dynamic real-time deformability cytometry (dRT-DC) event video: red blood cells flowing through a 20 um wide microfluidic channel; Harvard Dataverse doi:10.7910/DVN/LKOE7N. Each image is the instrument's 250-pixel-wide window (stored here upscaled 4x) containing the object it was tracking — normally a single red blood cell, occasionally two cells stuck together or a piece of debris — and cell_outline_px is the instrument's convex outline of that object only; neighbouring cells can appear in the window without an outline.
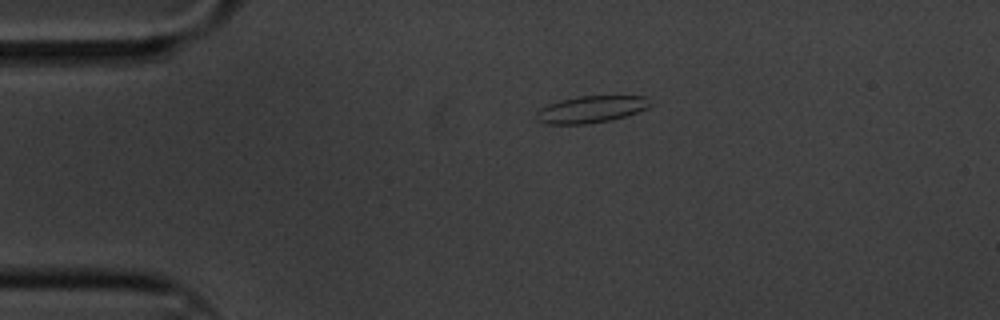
{"species": "common noctule bat (a hibernating species)", "species_latin": "Nyctalus noctula", "temperature_condition": "cold", "stored_images_in_passage": 3, "camera_frame_rate_fps": 3000, "um_per_image_px": 0.085, "animal": {"sex": "male", "body_mass_g": 20.1, "forearm_length_mm": 53.5}, "frame": {"image": 1, "passage_image": 1, "time_ms": 0.0, "image_size_px": [1000, 320], "cell_outline_px": [[652, 104], [648, 108], [612, 120], [588, 124], [548, 124], [536, 120], [536, 112], [540, 108], [548, 104], [560, 100], [580, 96], [648, 96]], "centroid_in_image_um": [50.24, 9.29], "position_along_channel_um": 34.8, "area_um2": 17.92}}
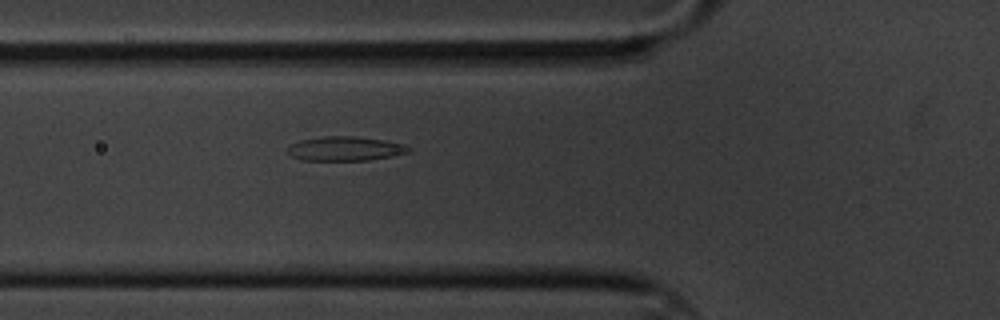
{"frame": {"image": 2, "passage_image": 3, "time_ms": 0.667, "image_size_px": [1000, 320], "cell_outline_px": [[412, 152], [392, 156], [368, 160], [300, 160], [292, 156], [288, 152], [288, 148], [292, 144], [300, 140], [324, 136], [356, 136], [384, 140], [404, 144], [412, 148]], "centroid_in_image_um": [29.39, 12.63], "position_along_channel_um": 96.4, "area_um2": 17.17}}